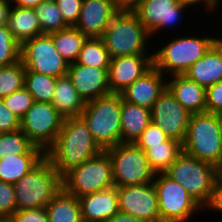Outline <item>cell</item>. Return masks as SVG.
<instances>
[{"label":"cell","instance_id":"cell-1","mask_svg":"<svg viewBox=\"0 0 222 222\" xmlns=\"http://www.w3.org/2000/svg\"><path fill=\"white\" fill-rule=\"evenodd\" d=\"M102 149L93 140L87 123L81 116L67 117L55 142L45 157L63 177L72 168L98 155Z\"/></svg>","mask_w":222,"mask_h":222},{"label":"cell","instance_id":"cell-2","mask_svg":"<svg viewBox=\"0 0 222 222\" xmlns=\"http://www.w3.org/2000/svg\"><path fill=\"white\" fill-rule=\"evenodd\" d=\"M101 38L111 59L150 55L148 43L151 42V35L130 9H121L110 21Z\"/></svg>","mask_w":222,"mask_h":222},{"label":"cell","instance_id":"cell-3","mask_svg":"<svg viewBox=\"0 0 222 222\" xmlns=\"http://www.w3.org/2000/svg\"><path fill=\"white\" fill-rule=\"evenodd\" d=\"M220 37L178 36L162 47L154 49L153 65L166 75H184L189 68L201 59ZM165 72V73H164Z\"/></svg>","mask_w":222,"mask_h":222},{"label":"cell","instance_id":"cell-4","mask_svg":"<svg viewBox=\"0 0 222 222\" xmlns=\"http://www.w3.org/2000/svg\"><path fill=\"white\" fill-rule=\"evenodd\" d=\"M121 94L110 93L85 104L81 117L102 150L121 143Z\"/></svg>","mask_w":222,"mask_h":222},{"label":"cell","instance_id":"cell-5","mask_svg":"<svg viewBox=\"0 0 222 222\" xmlns=\"http://www.w3.org/2000/svg\"><path fill=\"white\" fill-rule=\"evenodd\" d=\"M164 174L180 183L203 209L209 205L217 179L215 165L182 152Z\"/></svg>","mask_w":222,"mask_h":222},{"label":"cell","instance_id":"cell-6","mask_svg":"<svg viewBox=\"0 0 222 222\" xmlns=\"http://www.w3.org/2000/svg\"><path fill=\"white\" fill-rule=\"evenodd\" d=\"M13 186L16 210L46 207L63 188L62 176L46 157Z\"/></svg>","mask_w":222,"mask_h":222},{"label":"cell","instance_id":"cell-7","mask_svg":"<svg viewBox=\"0 0 222 222\" xmlns=\"http://www.w3.org/2000/svg\"><path fill=\"white\" fill-rule=\"evenodd\" d=\"M220 115L192 113L188 123L183 152L216 167L222 162Z\"/></svg>","mask_w":222,"mask_h":222},{"label":"cell","instance_id":"cell-8","mask_svg":"<svg viewBox=\"0 0 222 222\" xmlns=\"http://www.w3.org/2000/svg\"><path fill=\"white\" fill-rule=\"evenodd\" d=\"M63 189L76 197H82L114 187L112 162L102 150L98 155L72 168L62 177Z\"/></svg>","mask_w":222,"mask_h":222},{"label":"cell","instance_id":"cell-9","mask_svg":"<svg viewBox=\"0 0 222 222\" xmlns=\"http://www.w3.org/2000/svg\"><path fill=\"white\" fill-rule=\"evenodd\" d=\"M105 151L111 158L115 187L154 181L156 173L148 163L146 152L135 143H119Z\"/></svg>","mask_w":222,"mask_h":222},{"label":"cell","instance_id":"cell-10","mask_svg":"<svg viewBox=\"0 0 222 222\" xmlns=\"http://www.w3.org/2000/svg\"><path fill=\"white\" fill-rule=\"evenodd\" d=\"M153 183L158 196L160 222H188L193 214L204 211L180 183L164 173H157Z\"/></svg>","mask_w":222,"mask_h":222},{"label":"cell","instance_id":"cell-11","mask_svg":"<svg viewBox=\"0 0 222 222\" xmlns=\"http://www.w3.org/2000/svg\"><path fill=\"white\" fill-rule=\"evenodd\" d=\"M20 60L26 71H35L51 77L67 75L69 63L53 45L49 34H41L21 44Z\"/></svg>","mask_w":222,"mask_h":222},{"label":"cell","instance_id":"cell-12","mask_svg":"<svg viewBox=\"0 0 222 222\" xmlns=\"http://www.w3.org/2000/svg\"><path fill=\"white\" fill-rule=\"evenodd\" d=\"M64 119L51 103L34 101L20 119V129L35 146L46 152L55 142Z\"/></svg>","mask_w":222,"mask_h":222},{"label":"cell","instance_id":"cell-13","mask_svg":"<svg viewBox=\"0 0 222 222\" xmlns=\"http://www.w3.org/2000/svg\"><path fill=\"white\" fill-rule=\"evenodd\" d=\"M187 8L189 9L178 0H141L132 11L154 39L163 29L177 28L176 25L182 23V14L186 13Z\"/></svg>","mask_w":222,"mask_h":222},{"label":"cell","instance_id":"cell-14","mask_svg":"<svg viewBox=\"0 0 222 222\" xmlns=\"http://www.w3.org/2000/svg\"><path fill=\"white\" fill-rule=\"evenodd\" d=\"M152 123L170 138L183 143L191 112L166 88L150 109Z\"/></svg>","mask_w":222,"mask_h":222},{"label":"cell","instance_id":"cell-15","mask_svg":"<svg viewBox=\"0 0 222 222\" xmlns=\"http://www.w3.org/2000/svg\"><path fill=\"white\" fill-rule=\"evenodd\" d=\"M119 212L144 222H160L154 183L117 187Z\"/></svg>","mask_w":222,"mask_h":222},{"label":"cell","instance_id":"cell-16","mask_svg":"<svg viewBox=\"0 0 222 222\" xmlns=\"http://www.w3.org/2000/svg\"><path fill=\"white\" fill-rule=\"evenodd\" d=\"M151 55H129L110 60L108 85L111 93L120 94L153 66Z\"/></svg>","mask_w":222,"mask_h":222},{"label":"cell","instance_id":"cell-17","mask_svg":"<svg viewBox=\"0 0 222 222\" xmlns=\"http://www.w3.org/2000/svg\"><path fill=\"white\" fill-rule=\"evenodd\" d=\"M120 10L115 0H83L75 27L87 38H101Z\"/></svg>","mask_w":222,"mask_h":222},{"label":"cell","instance_id":"cell-18","mask_svg":"<svg viewBox=\"0 0 222 222\" xmlns=\"http://www.w3.org/2000/svg\"><path fill=\"white\" fill-rule=\"evenodd\" d=\"M108 70L75 62L69 64L67 75L80 97L87 103L111 93L108 85Z\"/></svg>","mask_w":222,"mask_h":222},{"label":"cell","instance_id":"cell-19","mask_svg":"<svg viewBox=\"0 0 222 222\" xmlns=\"http://www.w3.org/2000/svg\"><path fill=\"white\" fill-rule=\"evenodd\" d=\"M166 88L167 77L153 65L120 94L129 103L151 109Z\"/></svg>","mask_w":222,"mask_h":222},{"label":"cell","instance_id":"cell-20","mask_svg":"<svg viewBox=\"0 0 222 222\" xmlns=\"http://www.w3.org/2000/svg\"><path fill=\"white\" fill-rule=\"evenodd\" d=\"M83 222H105L119 212L117 187L79 197Z\"/></svg>","mask_w":222,"mask_h":222},{"label":"cell","instance_id":"cell-21","mask_svg":"<svg viewBox=\"0 0 222 222\" xmlns=\"http://www.w3.org/2000/svg\"><path fill=\"white\" fill-rule=\"evenodd\" d=\"M184 75L205 89L222 81V41L220 38Z\"/></svg>","mask_w":222,"mask_h":222},{"label":"cell","instance_id":"cell-22","mask_svg":"<svg viewBox=\"0 0 222 222\" xmlns=\"http://www.w3.org/2000/svg\"><path fill=\"white\" fill-rule=\"evenodd\" d=\"M167 78V89L184 108L191 113L205 112V88L190 80L186 75H168Z\"/></svg>","mask_w":222,"mask_h":222},{"label":"cell","instance_id":"cell-23","mask_svg":"<svg viewBox=\"0 0 222 222\" xmlns=\"http://www.w3.org/2000/svg\"><path fill=\"white\" fill-rule=\"evenodd\" d=\"M121 143H135L152 122L150 109L129 103L122 98Z\"/></svg>","mask_w":222,"mask_h":222},{"label":"cell","instance_id":"cell-24","mask_svg":"<svg viewBox=\"0 0 222 222\" xmlns=\"http://www.w3.org/2000/svg\"><path fill=\"white\" fill-rule=\"evenodd\" d=\"M51 104L64 117L80 116L85 102L80 97L68 75L57 78L55 92Z\"/></svg>","mask_w":222,"mask_h":222},{"label":"cell","instance_id":"cell-25","mask_svg":"<svg viewBox=\"0 0 222 222\" xmlns=\"http://www.w3.org/2000/svg\"><path fill=\"white\" fill-rule=\"evenodd\" d=\"M6 26L20 44L41 35L34 9L12 6Z\"/></svg>","mask_w":222,"mask_h":222},{"label":"cell","instance_id":"cell-26","mask_svg":"<svg viewBox=\"0 0 222 222\" xmlns=\"http://www.w3.org/2000/svg\"><path fill=\"white\" fill-rule=\"evenodd\" d=\"M48 222H83L79 198L63 188L45 207Z\"/></svg>","mask_w":222,"mask_h":222},{"label":"cell","instance_id":"cell-27","mask_svg":"<svg viewBox=\"0 0 222 222\" xmlns=\"http://www.w3.org/2000/svg\"><path fill=\"white\" fill-rule=\"evenodd\" d=\"M44 158L45 154L6 155L0 159V180L15 184Z\"/></svg>","mask_w":222,"mask_h":222},{"label":"cell","instance_id":"cell-28","mask_svg":"<svg viewBox=\"0 0 222 222\" xmlns=\"http://www.w3.org/2000/svg\"><path fill=\"white\" fill-rule=\"evenodd\" d=\"M49 35L52 37L53 45L60 55L69 64L75 63L87 37L75 26H69Z\"/></svg>","mask_w":222,"mask_h":222},{"label":"cell","instance_id":"cell-29","mask_svg":"<svg viewBox=\"0 0 222 222\" xmlns=\"http://www.w3.org/2000/svg\"><path fill=\"white\" fill-rule=\"evenodd\" d=\"M150 167L157 173H164L183 152L182 143L174 139L162 142V145H150L146 151Z\"/></svg>","mask_w":222,"mask_h":222},{"label":"cell","instance_id":"cell-30","mask_svg":"<svg viewBox=\"0 0 222 222\" xmlns=\"http://www.w3.org/2000/svg\"><path fill=\"white\" fill-rule=\"evenodd\" d=\"M20 154H45V151L35 146L21 129L0 133V159Z\"/></svg>","mask_w":222,"mask_h":222},{"label":"cell","instance_id":"cell-31","mask_svg":"<svg viewBox=\"0 0 222 222\" xmlns=\"http://www.w3.org/2000/svg\"><path fill=\"white\" fill-rule=\"evenodd\" d=\"M110 56L102 38H87L76 63L99 69H109Z\"/></svg>","mask_w":222,"mask_h":222},{"label":"cell","instance_id":"cell-32","mask_svg":"<svg viewBox=\"0 0 222 222\" xmlns=\"http://www.w3.org/2000/svg\"><path fill=\"white\" fill-rule=\"evenodd\" d=\"M41 34H52L69 27L58 9L55 0H44L34 8Z\"/></svg>","mask_w":222,"mask_h":222},{"label":"cell","instance_id":"cell-33","mask_svg":"<svg viewBox=\"0 0 222 222\" xmlns=\"http://www.w3.org/2000/svg\"><path fill=\"white\" fill-rule=\"evenodd\" d=\"M56 77L35 71H26L25 88L33 96L34 101L51 103L56 86Z\"/></svg>","mask_w":222,"mask_h":222},{"label":"cell","instance_id":"cell-34","mask_svg":"<svg viewBox=\"0 0 222 222\" xmlns=\"http://www.w3.org/2000/svg\"><path fill=\"white\" fill-rule=\"evenodd\" d=\"M25 75L26 69L21 60L15 64L0 67V98L25 87Z\"/></svg>","mask_w":222,"mask_h":222},{"label":"cell","instance_id":"cell-35","mask_svg":"<svg viewBox=\"0 0 222 222\" xmlns=\"http://www.w3.org/2000/svg\"><path fill=\"white\" fill-rule=\"evenodd\" d=\"M21 44L13 37L7 26L0 27V67L20 61Z\"/></svg>","mask_w":222,"mask_h":222},{"label":"cell","instance_id":"cell-36","mask_svg":"<svg viewBox=\"0 0 222 222\" xmlns=\"http://www.w3.org/2000/svg\"><path fill=\"white\" fill-rule=\"evenodd\" d=\"M2 99L5 106L16 114L19 119L25 115V113L34 103L33 96L25 87L13 92L9 96L3 97Z\"/></svg>","mask_w":222,"mask_h":222},{"label":"cell","instance_id":"cell-37","mask_svg":"<svg viewBox=\"0 0 222 222\" xmlns=\"http://www.w3.org/2000/svg\"><path fill=\"white\" fill-rule=\"evenodd\" d=\"M16 211V198L13 184L0 180V218H10Z\"/></svg>","mask_w":222,"mask_h":222},{"label":"cell","instance_id":"cell-38","mask_svg":"<svg viewBox=\"0 0 222 222\" xmlns=\"http://www.w3.org/2000/svg\"><path fill=\"white\" fill-rule=\"evenodd\" d=\"M169 137L152 122L142 132L141 136L136 140L135 144L146 151L150 145H162V142L167 141Z\"/></svg>","mask_w":222,"mask_h":222},{"label":"cell","instance_id":"cell-39","mask_svg":"<svg viewBox=\"0 0 222 222\" xmlns=\"http://www.w3.org/2000/svg\"><path fill=\"white\" fill-rule=\"evenodd\" d=\"M63 19L68 26H75L78 22L83 0H55Z\"/></svg>","mask_w":222,"mask_h":222},{"label":"cell","instance_id":"cell-40","mask_svg":"<svg viewBox=\"0 0 222 222\" xmlns=\"http://www.w3.org/2000/svg\"><path fill=\"white\" fill-rule=\"evenodd\" d=\"M205 112L222 114V81L206 89Z\"/></svg>","mask_w":222,"mask_h":222},{"label":"cell","instance_id":"cell-41","mask_svg":"<svg viewBox=\"0 0 222 222\" xmlns=\"http://www.w3.org/2000/svg\"><path fill=\"white\" fill-rule=\"evenodd\" d=\"M10 219L12 222H48L45 207L16 210Z\"/></svg>","mask_w":222,"mask_h":222},{"label":"cell","instance_id":"cell-42","mask_svg":"<svg viewBox=\"0 0 222 222\" xmlns=\"http://www.w3.org/2000/svg\"><path fill=\"white\" fill-rule=\"evenodd\" d=\"M19 129V117L6 107L3 99L0 98V133L13 132Z\"/></svg>","mask_w":222,"mask_h":222},{"label":"cell","instance_id":"cell-43","mask_svg":"<svg viewBox=\"0 0 222 222\" xmlns=\"http://www.w3.org/2000/svg\"><path fill=\"white\" fill-rule=\"evenodd\" d=\"M213 212H219L222 215V181L217 177L213 189V195L209 205L205 208Z\"/></svg>","mask_w":222,"mask_h":222},{"label":"cell","instance_id":"cell-44","mask_svg":"<svg viewBox=\"0 0 222 222\" xmlns=\"http://www.w3.org/2000/svg\"><path fill=\"white\" fill-rule=\"evenodd\" d=\"M181 4L187 6V7H194L196 6H200V4L203 6H205V9L207 8V10L209 11L208 13H216V8L218 7V5L213 1V0H178ZM199 4V5H198Z\"/></svg>","mask_w":222,"mask_h":222},{"label":"cell","instance_id":"cell-45","mask_svg":"<svg viewBox=\"0 0 222 222\" xmlns=\"http://www.w3.org/2000/svg\"><path fill=\"white\" fill-rule=\"evenodd\" d=\"M11 8L10 0H0V27L7 24Z\"/></svg>","mask_w":222,"mask_h":222},{"label":"cell","instance_id":"cell-46","mask_svg":"<svg viewBox=\"0 0 222 222\" xmlns=\"http://www.w3.org/2000/svg\"><path fill=\"white\" fill-rule=\"evenodd\" d=\"M105 222H144V221L134 216L118 212L111 218L107 219Z\"/></svg>","mask_w":222,"mask_h":222},{"label":"cell","instance_id":"cell-47","mask_svg":"<svg viewBox=\"0 0 222 222\" xmlns=\"http://www.w3.org/2000/svg\"><path fill=\"white\" fill-rule=\"evenodd\" d=\"M44 0H10L14 7L34 9L40 2Z\"/></svg>","mask_w":222,"mask_h":222},{"label":"cell","instance_id":"cell-48","mask_svg":"<svg viewBox=\"0 0 222 222\" xmlns=\"http://www.w3.org/2000/svg\"><path fill=\"white\" fill-rule=\"evenodd\" d=\"M120 9L132 10L141 0H115Z\"/></svg>","mask_w":222,"mask_h":222},{"label":"cell","instance_id":"cell-49","mask_svg":"<svg viewBox=\"0 0 222 222\" xmlns=\"http://www.w3.org/2000/svg\"><path fill=\"white\" fill-rule=\"evenodd\" d=\"M217 177L222 181V162L217 166Z\"/></svg>","mask_w":222,"mask_h":222},{"label":"cell","instance_id":"cell-50","mask_svg":"<svg viewBox=\"0 0 222 222\" xmlns=\"http://www.w3.org/2000/svg\"><path fill=\"white\" fill-rule=\"evenodd\" d=\"M220 127H221L220 135H221V144H222V114L220 115Z\"/></svg>","mask_w":222,"mask_h":222},{"label":"cell","instance_id":"cell-51","mask_svg":"<svg viewBox=\"0 0 222 222\" xmlns=\"http://www.w3.org/2000/svg\"><path fill=\"white\" fill-rule=\"evenodd\" d=\"M0 222H12L10 218H0Z\"/></svg>","mask_w":222,"mask_h":222},{"label":"cell","instance_id":"cell-52","mask_svg":"<svg viewBox=\"0 0 222 222\" xmlns=\"http://www.w3.org/2000/svg\"><path fill=\"white\" fill-rule=\"evenodd\" d=\"M213 1H214L218 6H220V5H219V1H220V0H213Z\"/></svg>","mask_w":222,"mask_h":222}]
</instances>
